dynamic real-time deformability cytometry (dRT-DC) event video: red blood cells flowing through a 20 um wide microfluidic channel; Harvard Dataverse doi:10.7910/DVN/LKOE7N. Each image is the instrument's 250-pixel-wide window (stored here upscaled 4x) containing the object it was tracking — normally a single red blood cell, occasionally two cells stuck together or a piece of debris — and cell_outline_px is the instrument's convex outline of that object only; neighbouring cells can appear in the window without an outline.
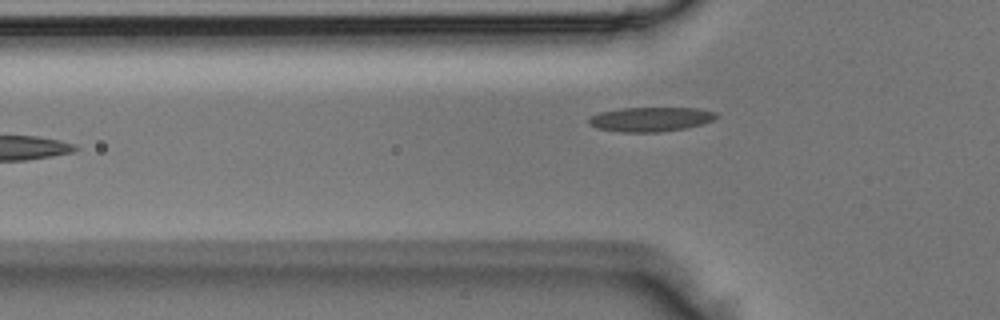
{"species": "Egyptian fruit bat (a non-hibernating species)", "species_latin": "Rousettus aegyptiacus", "temperature_condition": "room temperature", "stored_images_in_passage": 4, "camera_frame_rate_fps": 3000, "um_per_image_px": 0.085, "animal": {"sex": "male"}, "frame": {"image": 1, "passage_image": 4, "time_ms": 1.0, "image_size_px": [1000, 320], "cell_outline_px": [[720, 116], [712, 120], [688, 128], [660, 132], [624, 132], [596, 128], [588, 124], [588, 120], [592, 116], [600, 112], [620, 108], [700, 108], [716, 112]], "centroid_in_image_um": [55.32, 10.13], "position_along_channel_um": 70.5, "area_um2": 18.21}}